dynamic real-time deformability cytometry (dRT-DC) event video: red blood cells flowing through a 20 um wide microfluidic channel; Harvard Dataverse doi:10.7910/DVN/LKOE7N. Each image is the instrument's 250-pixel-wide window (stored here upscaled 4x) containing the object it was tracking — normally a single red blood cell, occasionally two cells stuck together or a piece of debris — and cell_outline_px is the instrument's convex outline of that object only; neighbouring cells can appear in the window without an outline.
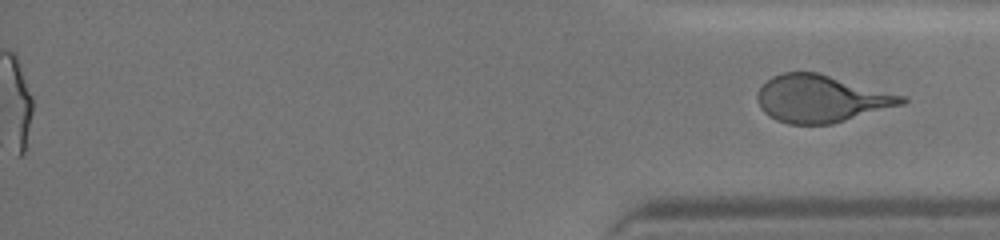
{"species": "human", "species_latin": "Homo sapiens", "temperature_condition": "cold", "stored_images_in_passage": 60, "segment_of_instrument_passage": [2, 2], "camera_frame_rate_fps": 3000, "um_per_image_px": 0.085, "donor": {"sex": "female"}, "frame": {"image": 1, "passage_image": 60, "time_ms": 19.667, "image_size_px": [1000, 240], "cell_outline_px": [[908, 100], [904, 104], [832, 124], [788, 124], [776, 120], [768, 116], [760, 108], [756, 96], [760, 88], [772, 76], [784, 72], [820, 72], [904, 96]], "centroid_in_image_um": [69.79, 8.39], "position_along_channel_um": 365.4, "area_um2": 39.77}}